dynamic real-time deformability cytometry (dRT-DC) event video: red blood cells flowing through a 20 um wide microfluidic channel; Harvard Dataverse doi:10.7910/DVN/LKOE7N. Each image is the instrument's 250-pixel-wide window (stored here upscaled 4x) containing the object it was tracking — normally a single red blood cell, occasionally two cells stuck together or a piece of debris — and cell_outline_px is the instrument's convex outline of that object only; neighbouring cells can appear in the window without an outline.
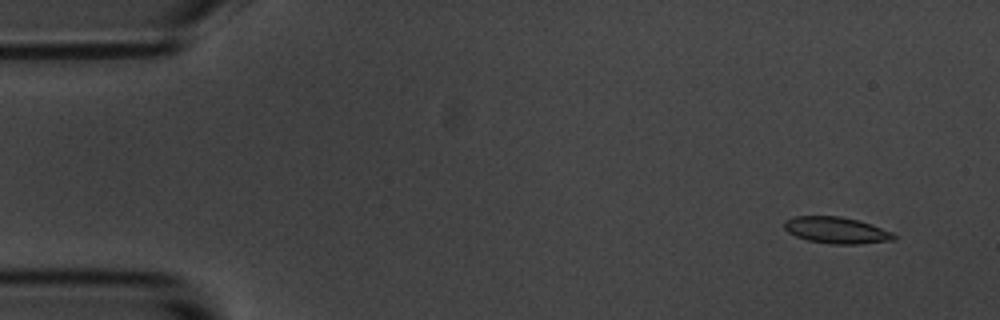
{"species": "common noctule bat (a hibernating species)", "species_latin": "Nyctalus noctula", "temperature_condition": "room temperature", "stored_images_in_passage": 8, "camera_frame_rate_fps": 3000, "um_per_image_px": 0.085, "animal": {"sex": "male", "body_mass_g": 20.1, "forearm_length_mm": 53.5}, "frame": {"image": 1, "passage_image": 1, "time_ms": 0.0, "image_size_px": [1000, 320], "cell_outline_px": [[896, 240], [860, 244], [832, 244], [808, 240], [796, 236], [788, 232], [784, 228], [784, 220], [792, 216], [840, 216], [856, 220], [892, 232], [896, 236]], "centroid_in_image_um": [71.06, 19.57], "position_along_channel_um": 13.9, "area_um2": 16.82}}
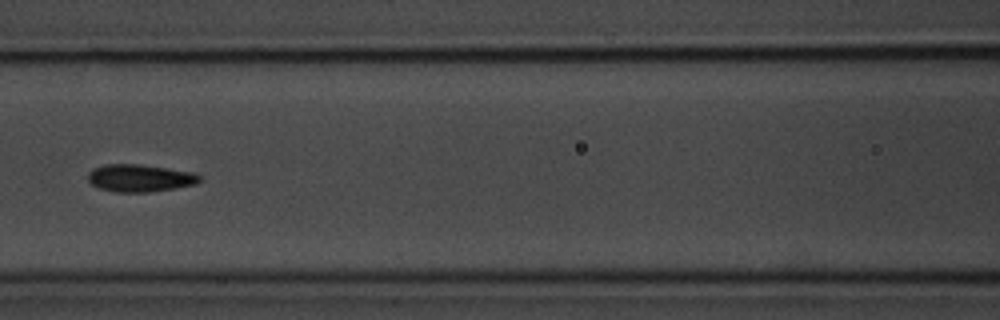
{"frame": {"image": 2, "passage_image": 7, "time_ms": 7.0, "image_size_px": [1000, 320], "cell_outline_px": [[200, 180], [196, 184], [176, 188], [148, 192], [116, 192], [100, 188], [92, 184], [88, 180], [88, 172], [92, 168], [104, 164], [140, 164], [196, 172], [200, 176]], "centroid_in_image_um": [11.9, 15.12], "position_along_channel_um": 154.7, "area_um2": 17.98}}
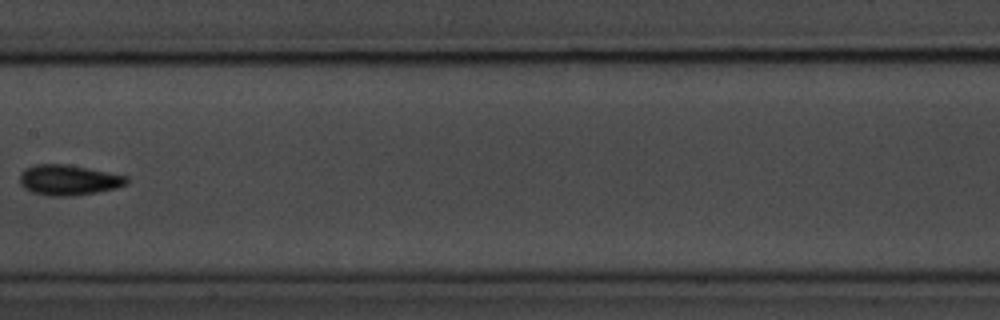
{"frame": {"image": 3, "passage_image": 8, "time_ms": 8.333, "image_size_px": [1000, 320], "cell_outline_px": [[128, 184], [116, 188], [96, 192], [72, 196], [48, 196], [32, 192], [24, 188], [20, 184], [20, 172], [24, 168], [36, 164], [68, 164], [128, 176]], "centroid_in_image_um": [5.81, 15.3], "position_along_channel_um": 201.6, "area_um2": 19.07}}